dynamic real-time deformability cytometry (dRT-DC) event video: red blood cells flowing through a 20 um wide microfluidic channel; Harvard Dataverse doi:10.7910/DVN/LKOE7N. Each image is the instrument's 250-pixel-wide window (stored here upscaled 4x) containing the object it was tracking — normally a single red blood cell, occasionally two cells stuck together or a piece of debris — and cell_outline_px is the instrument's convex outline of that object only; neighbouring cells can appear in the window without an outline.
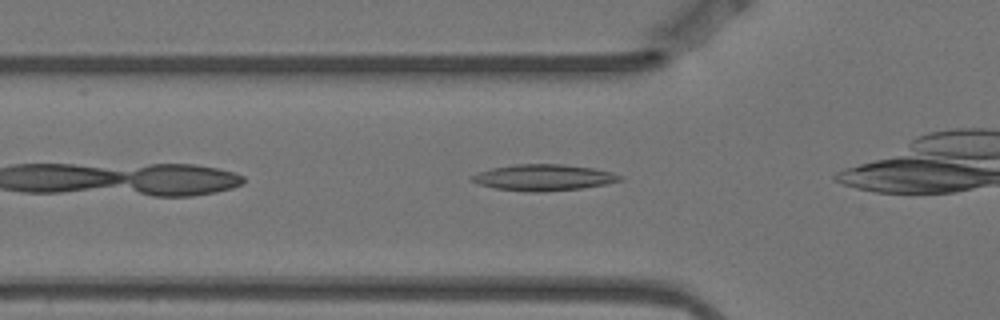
{"species": "Egyptian fruit bat (a non-hibernating species)", "species_latin": "Rousettus aegyptiacus", "temperature_condition": "warm", "stored_images_in_passage": 4, "camera_frame_rate_fps": 3000, "um_per_image_px": 0.085, "animal": {"sex": "female"}, "frame": {"image": 1, "passage_image": 3, "time_ms": 0.667, "image_size_px": [1000, 320], "cell_outline_px": [[624, 180], [604, 184], [580, 188], [540, 192], [528, 192], [496, 188], [480, 184], [468, 180], [468, 176], [476, 172], [492, 168], [516, 164], [564, 164], [592, 168], [612, 172], [624, 176]], "centroid_in_image_um": [46.17, 15.08], "position_along_channel_um": 79.6, "area_um2": 22.72}}